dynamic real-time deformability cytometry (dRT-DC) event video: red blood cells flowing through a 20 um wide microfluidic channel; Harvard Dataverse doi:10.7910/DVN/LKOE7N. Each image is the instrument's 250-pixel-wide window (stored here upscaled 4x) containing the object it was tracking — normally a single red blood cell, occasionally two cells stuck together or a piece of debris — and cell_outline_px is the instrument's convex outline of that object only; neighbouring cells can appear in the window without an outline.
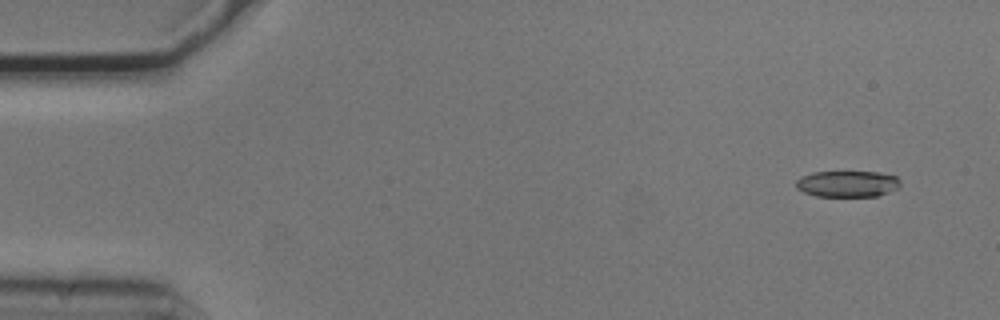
{"species": "common noctule bat (a hibernating species)", "species_latin": "Nyctalus noctula", "temperature_condition": "cold", "stored_images_in_passage": 52, "camera_frame_rate_fps": 3000, "um_per_image_px": 0.085, "animal": {"sex": "male", "body_mass_g": 20.5, "forearm_length_mm": 52.5}, "frame": {"image": 1, "passage_image": 1, "time_ms": 0.0, "image_size_px": [1000, 320], "cell_outline_px": [[900, 188], [876, 196], [816, 196], [804, 192], [796, 188], [796, 180], [800, 176], [812, 172], [880, 172], [896, 176], [900, 180]], "centroid_in_image_um": [72.03, 15.62], "position_along_channel_um": 13.0, "area_um2": 16.07}}
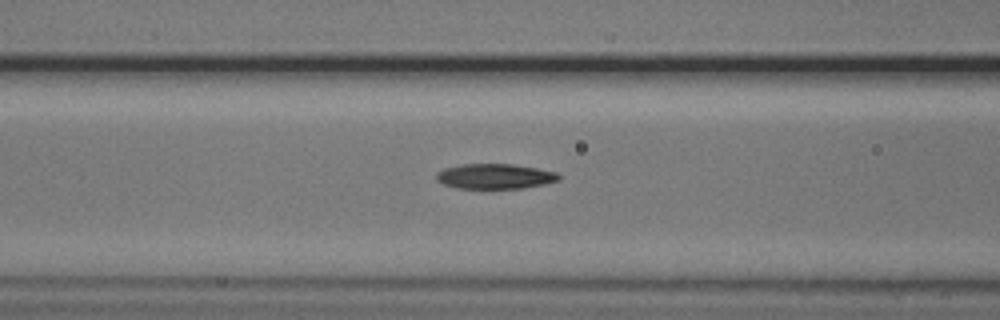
{"frame": {"image": 2, "passage_image": 19, "time_ms": 6.0, "image_size_px": [1000, 320], "cell_outline_px": [[560, 180], [544, 184], [524, 188], [456, 188], [444, 184], [436, 180], [436, 172], [444, 168], [464, 164], [512, 164], [536, 168], [556, 172], [560, 176]], "centroid_in_image_um": [42.06, 14.99], "position_along_channel_um": 124.5, "area_um2": 17.86}}
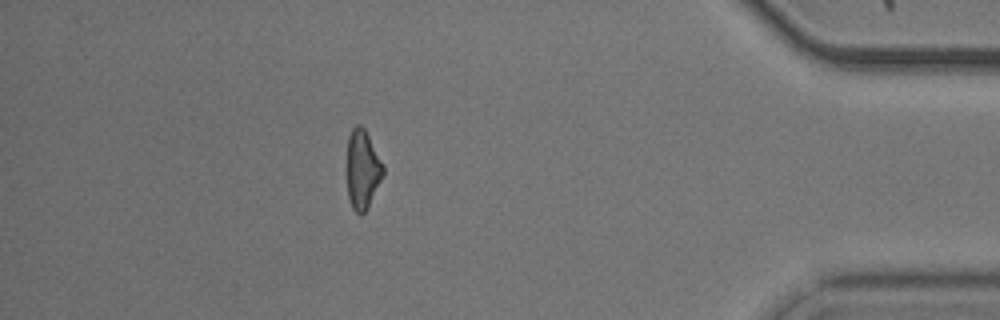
{"frame": {"image": 3, "passage_image": 45, "time_ms": 14.667, "image_size_px": [1000, 320], "cell_outline_px": [[384, 172], [364, 212], [360, 216], [352, 208], [348, 196], [348, 136], [352, 128], [356, 124], [360, 124], [364, 128], [384, 164]], "centroid_in_image_um": [30.81, 14.35], "position_along_channel_um": 404.4, "area_um2": 16.24}}